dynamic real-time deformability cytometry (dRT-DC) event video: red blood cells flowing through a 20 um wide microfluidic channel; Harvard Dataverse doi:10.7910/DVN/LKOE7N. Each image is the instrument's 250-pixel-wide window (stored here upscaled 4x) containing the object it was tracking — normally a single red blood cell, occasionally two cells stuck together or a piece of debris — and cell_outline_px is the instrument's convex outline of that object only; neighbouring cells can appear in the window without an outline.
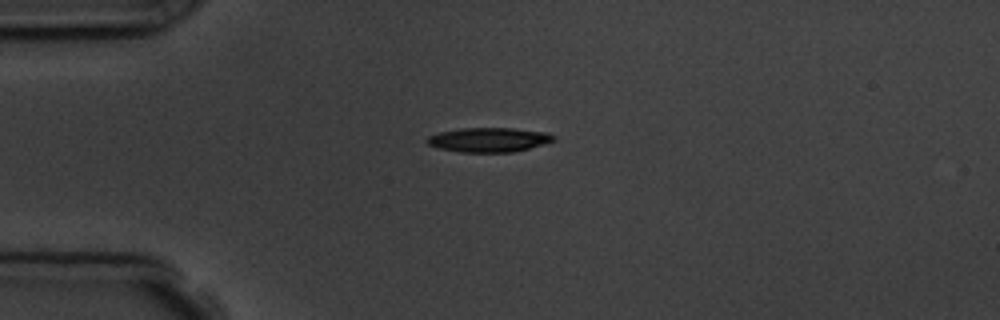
{"species": "common noctule bat (a hibernating species)", "species_latin": "Nyctalus noctula", "temperature_condition": "room temperature", "stored_images_in_passage": 5, "camera_frame_rate_fps": 3000, "um_per_image_px": 0.085, "animal": {"sex": "male", "body_mass_g": 19.5, "forearm_length_mm": 54.6}, "frame": {"image": 1, "passage_image": 1, "time_ms": 0.0, "image_size_px": [1000, 320], "cell_outline_px": [[556, 140], [544, 144], [512, 152], [460, 152], [440, 148], [428, 144], [424, 140], [428, 136], [440, 132], [460, 128], [512, 128], [548, 132], [556, 136]], "centroid_in_image_um": [41.57, 11.87], "position_along_channel_um": 43.4, "area_um2": 18.03}}